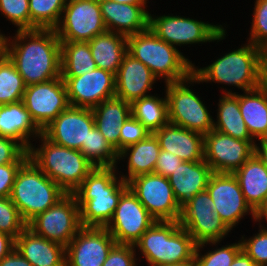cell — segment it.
<instances>
[{"label": "cell", "mask_w": 267, "mask_h": 266, "mask_svg": "<svg viewBox=\"0 0 267 266\" xmlns=\"http://www.w3.org/2000/svg\"><path fill=\"white\" fill-rule=\"evenodd\" d=\"M15 32L9 37L8 58L26 86L61 77V41L55 29Z\"/></svg>", "instance_id": "cell-1"}, {"label": "cell", "mask_w": 267, "mask_h": 266, "mask_svg": "<svg viewBox=\"0 0 267 266\" xmlns=\"http://www.w3.org/2000/svg\"><path fill=\"white\" fill-rule=\"evenodd\" d=\"M115 167H95L72 193L79 206L82 227L105 228L112 219L128 183ZM117 171V172H116Z\"/></svg>", "instance_id": "cell-2"}, {"label": "cell", "mask_w": 267, "mask_h": 266, "mask_svg": "<svg viewBox=\"0 0 267 266\" xmlns=\"http://www.w3.org/2000/svg\"><path fill=\"white\" fill-rule=\"evenodd\" d=\"M265 65L263 49L247 41L238 49L221 55L206 67L193 65V75L198 84L220 83L247 92L264 84Z\"/></svg>", "instance_id": "cell-3"}, {"label": "cell", "mask_w": 267, "mask_h": 266, "mask_svg": "<svg viewBox=\"0 0 267 266\" xmlns=\"http://www.w3.org/2000/svg\"><path fill=\"white\" fill-rule=\"evenodd\" d=\"M150 28L127 37V52L146 65L158 79L166 83L180 82L193 74L190 59Z\"/></svg>", "instance_id": "cell-4"}, {"label": "cell", "mask_w": 267, "mask_h": 266, "mask_svg": "<svg viewBox=\"0 0 267 266\" xmlns=\"http://www.w3.org/2000/svg\"><path fill=\"white\" fill-rule=\"evenodd\" d=\"M149 266L194 262L197 244L178 221H155L134 244Z\"/></svg>", "instance_id": "cell-5"}, {"label": "cell", "mask_w": 267, "mask_h": 266, "mask_svg": "<svg viewBox=\"0 0 267 266\" xmlns=\"http://www.w3.org/2000/svg\"><path fill=\"white\" fill-rule=\"evenodd\" d=\"M28 150L32 162L67 194H72L95 168L77 149L57 145L41 134Z\"/></svg>", "instance_id": "cell-6"}, {"label": "cell", "mask_w": 267, "mask_h": 266, "mask_svg": "<svg viewBox=\"0 0 267 266\" xmlns=\"http://www.w3.org/2000/svg\"><path fill=\"white\" fill-rule=\"evenodd\" d=\"M66 194L28 158L16 174L10 199L18 208L22 219L28 223L36 215L54 206Z\"/></svg>", "instance_id": "cell-7"}, {"label": "cell", "mask_w": 267, "mask_h": 266, "mask_svg": "<svg viewBox=\"0 0 267 266\" xmlns=\"http://www.w3.org/2000/svg\"><path fill=\"white\" fill-rule=\"evenodd\" d=\"M194 83H197V78L192 74L183 81L165 84L168 120L172 124L205 135L213 129L214 118L202 98L195 90L190 89Z\"/></svg>", "instance_id": "cell-8"}, {"label": "cell", "mask_w": 267, "mask_h": 266, "mask_svg": "<svg viewBox=\"0 0 267 266\" xmlns=\"http://www.w3.org/2000/svg\"><path fill=\"white\" fill-rule=\"evenodd\" d=\"M149 28L168 44L185 46L225 39L226 29L221 24L214 25L180 15H154L149 13Z\"/></svg>", "instance_id": "cell-9"}, {"label": "cell", "mask_w": 267, "mask_h": 266, "mask_svg": "<svg viewBox=\"0 0 267 266\" xmlns=\"http://www.w3.org/2000/svg\"><path fill=\"white\" fill-rule=\"evenodd\" d=\"M198 245L216 246L227 237L231 229L214 211L213 200L207 190L197 193L181 206L178 220Z\"/></svg>", "instance_id": "cell-10"}, {"label": "cell", "mask_w": 267, "mask_h": 266, "mask_svg": "<svg viewBox=\"0 0 267 266\" xmlns=\"http://www.w3.org/2000/svg\"><path fill=\"white\" fill-rule=\"evenodd\" d=\"M33 233L66 247L82 228L77 200L66 194L54 206L27 223Z\"/></svg>", "instance_id": "cell-11"}, {"label": "cell", "mask_w": 267, "mask_h": 266, "mask_svg": "<svg viewBox=\"0 0 267 266\" xmlns=\"http://www.w3.org/2000/svg\"><path fill=\"white\" fill-rule=\"evenodd\" d=\"M56 34L61 42H88L107 31L95 0H67Z\"/></svg>", "instance_id": "cell-12"}, {"label": "cell", "mask_w": 267, "mask_h": 266, "mask_svg": "<svg viewBox=\"0 0 267 266\" xmlns=\"http://www.w3.org/2000/svg\"><path fill=\"white\" fill-rule=\"evenodd\" d=\"M128 187L156 221H178L181 206L177 202L168 177L149 173L138 175Z\"/></svg>", "instance_id": "cell-13"}, {"label": "cell", "mask_w": 267, "mask_h": 266, "mask_svg": "<svg viewBox=\"0 0 267 266\" xmlns=\"http://www.w3.org/2000/svg\"><path fill=\"white\" fill-rule=\"evenodd\" d=\"M155 221L128 187L122 193L113 217L105 228L116 244L134 245Z\"/></svg>", "instance_id": "cell-14"}, {"label": "cell", "mask_w": 267, "mask_h": 266, "mask_svg": "<svg viewBox=\"0 0 267 266\" xmlns=\"http://www.w3.org/2000/svg\"><path fill=\"white\" fill-rule=\"evenodd\" d=\"M256 142L212 129L204 135V161L215 173H233L254 154Z\"/></svg>", "instance_id": "cell-15"}, {"label": "cell", "mask_w": 267, "mask_h": 266, "mask_svg": "<svg viewBox=\"0 0 267 266\" xmlns=\"http://www.w3.org/2000/svg\"><path fill=\"white\" fill-rule=\"evenodd\" d=\"M206 190L213 200L214 211L231 230L245 215L251 214L253 221H256V213L247 204L233 173L214 172Z\"/></svg>", "instance_id": "cell-16"}, {"label": "cell", "mask_w": 267, "mask_h": 266, "mask_svg": "<svg viewBox=\"0 0 267 266\" xmlns=\"http://www.w3.org/2000/svg\"><path fill=\"white\" fill-rule=\"evenodd\" d=\"M22 101L42 130L70 106L61 77L26 86Z\"/></svg>", "instance_id": "cell-17"}, {"label": "cell", "mask_w": 267, "mask_h": 266, "mask_svg": "<svg viewBox=\"0 0 267 266\" xmlns=\"http://www.w3.org/2000/svg\"><path fill=\"white\" fill-rule=\"evenodd\" d=\"M115 244L106 228L82 227L65 247V266H103Z\"/></svg>", "instance_id": "cell-18"}, {"label": "cell", "mask_w": 267, "mask_h": 266, "mask_svg": "<svg viewBox=\"0 0 267 266\" xmlns=\"http://www.w3.org/2000/svg\"><path fill=\"white\" fill-rule=\"evenodd\" d=\"M70 106L93 109L115 96V74L96 68L79 77H61Z\"/></svg>", "instance_id": "cell-19"}, {"label": "cell", "mask_w": 267, "mask_h": 266, "mask_svg": "<svg viewBox=\"0 0 267 266\" xmlns=\"http://www.w3.org/2000/svg\"><path fill=\"white\" fill-rule=\"evenodd\" d=\"M94 127L92 109L69 106L43 129V135L57 145L81 150Z\"/></svg>", "instance_id": "cell-20"}, {"label": "cell", "mask_w": 267, "mask_h": 266, "mask_svg": "<svg viewBox=\"0 0 267 266\" xmlns=\"http://www.w3.org/2000/svg\"><path fill=\"white\" fill-rule=\"evenodd\" d=\"M156 81L158 79L153 72L127 52L115 74V96L132 103L151 95L150 90H153Z\"/></svg>", "instance_id": "cell-21"}, {"label": "cell", "mask_w": 267, "mask_h": 266, "mask_svg": "<svg viewBox=\"0 0 267 266\" xmlns=\"http://www.w3.org/2000/svg\"><path fill=\"white\" fill-rule=\"evenodd\" d=\"M99 4L108 31L128 37L149 28L148 4H124L113 1Z\"/></svg>", "instance_id": "cell-22"}, {"label": "cell", "mask_w": 267, "mask_h": 266, "mask_svg": "<svg viewBox=\"0 0 267 266\" xmlns=\"http://www.w3.org/2000/svg\"><path fill=\"white\" fill-rule=\"evenodd\" d=\"M161 150L171 152L183 161L204 160V135L168 122L153 133Z\"/></svg>", "instance_id": "cell-23"}, {"label": "cell", "mask_w": 267, "mask_h": 266, "mask_svg": "<svg viewBox=\"0 0 267 266\" xmlns=\"http://www.w3.org/2000/svg\"><path fill=\"white\" fill-rule=\"evenodd\" d=\"M41 134L43 130L35 123L23 101L0 105V136L16 140L28 151L34 144L30 140Z\"/></svg>", "instance_id": "cell-24"}, {"label": "cell", "mask_w": 267, "mask_h": 266, "mask_svg": "<svg viewBox=\"0 0 267 266\" xmlns=\"http://www.w3.org/2000/svg\"><path fill=\"white\" fill-rule=\"evenodd\" d=\"M214 172L204 161H183L174 173L168 176L174 196L180 206L197 193L206 190L209 179Z\"/></svg>", "instance_id": "cell-25"}, {"label": "cell", "mask_w": 267, "mask_h": 266, "mask_svg": "<svg viewBox=\"0 0 267 266\" xmlns=\"http://www.w3.org/2000/svg\"><path fill=\"white\" fill-rule=\"evenodd\" d=\"M15 249L32 266H65V247L25 228L15 239Z\"/></svg>", "instance_id": "cell-26"}, {"label": "cell", "mask_w": 267, "mask_h": 266, "mask_svg": "<svg viewBox=\"0 0 267 266\" xmlns=\"http://www.w3.org/2000/svg\"><path fill=\"white\" fill-rule=\"evenodd\" d=\"M247 204L257 213L267 200V169L253 154L233 172Z\"/></svg>", "instance_id": "cell-27"}, {"label": "cell", "mask_w": 267, "mask_h": 266, "mask_svg": "<svg viewBox=\"0 0 267 266\" xmlns=\"http://www.w3.org/2000/svg\"><path fill=\"white\" fill-rule=\"evenodd\" d=\"M92 112L95 127L119 153V129L131 115V103L114 96L97 105Z\"/></svg>", "instance_id": "cell-28"}, {"label": "cell", "mask_w": 267, "mask_h": 266, "mask_svg": "<svg viewBox=\"0 0 267 266\" xmlns=\"http://www.w3.org/2000/svg\"><path fill=\"white\" fill-rule=\"evenodd\" d=\"M160 150L158 139L153 133L144 140L124 148L118 153V163L127 158V172L120 173L119 176L128 182L138 175L154 173Z\"/></svg>", "instance_id": "cell-29"}, {"label": "cell", "mask_w": 267, "mask_h": 266, "mask_svg": "<svg viewBox=\"0 0 267 266\" xmlns=\"http://www.w3.org/2000/svg\"><path fill=\"white\" fill-rule=\"evenodd\" d=\"M223 95L217 103L216 120L213 119V129L241 140H255L249 133L242 118L239 107V94L223 88Z\"/></svg>", "instance_id": "cell-30"}, {"label": "cell", "mask_w": 267, "mask_h": 266, "mask_svg": "<svg viewBox=\"0 0 267 266\" xmlns=\"http://www.w3.org/2000/svg\"><path fill=\"white\" fill-rule=\"evenodd\" d=\"M239 107L250 135L257 141L267 139V87L240 93Z\"/></svg>", "instance_id": "cell-31"}, {"label": "cell", "mask_w": 267, "mask_h": 266, "mask_svg": "<svg viewBox=\"0 0 267 266\" xmlns=\"http://www.w3.org/2000/svg\"><path fill=\"white\" fill-rule=\"evenodd\" d=\"M88 43L97 68L116 74L127 53V37L107 30Z\"/></svg>", "instance_id": "cell-32"}, {"label": "cell", "mask_w": 267, "mask_h": 266, "mask_svg": "<svg viewBox=\"0 0 267 266\" xmlns=\"http://www.w3.org/2000/svg\"><path fill=\"white\" fill-rule=\"evenodd\" d=\"M96 68L88 42H61V77H79Z\"/></svg>", "instance_id": "cell-33"}, {"label": "cell", "mask_w": 267, "mask_h": 266, "mask_svg": "<svg viewBox=\"0 0 267 266\" xmlns=\"http://www.w3.org/2000/svg\"><path fill=\"white\" fill-rule=\"evenodd\" d=\"M164 95L163 98L152 94L131 103V115L150 133H154L169 122L166 93Z\"/></svg>", "instance_id": "cell-34"}, {"label": "cell", "mask_w": 267, "mask_h": 266, "mask_svg": "<svg viewBox=\"0 0 267 266\" xmlns=\"http://www.w3.org/2000/svg\"><path fill=\"white\" fill-rule=\"evenodd\" d=\"M80 151L95 167H115L118 164V152L96 127L89 131L86 144H82Z\"/></svg>", "instance_id": "cell-35"}, {"label": "cell", "mask_w": 267, "mask_h": 266, "mask_svg": "<svg viewBox=\"0 0 267 266\" xmlns=\"http://www.w3.org/2000/svg\"><path fill=\"white\" fill-rule=\"evenodd\" d=\"M67 0H29L30 30L55 29Z\"/></svg>", "instance_id": "cell-36"}, {"label": "cell", "mask_w": 267, "mask_h": 266, "mask_svg": "<svg viewBox=\"0 0 267 266\" xmlns=\"http://www.w3.org/2000/svg\"><path fill=\"white\" fill-rule=\"evenodd\" d=\"M26 89L22 76L14 63L7 57L0 62V105L23 100Z\"/></svg>", "instance_id": "cell-37"}, {"label": "cell", "mask_w": 267, "mask_h": 266, "mask_svg": "<svg viewBox=\"0 0 267 266\" xmlns=\"http://www.w3.org/2000/svg\"><path fill=\"white\" fill-rule=\"evenodd\" d=\"M204 243L196 246L194 262L195 266H230L237 254L242 250L241 241L236 243L226 244L222 247H215L212 250L202 254ZM201 251V252H200Z\"/></svg>", "instance_id": "cell-38"}, {"label": "cell", "mask_w": 267, "mask_h": 266, "mask_svg": "<svg viewBox=\"0 0 267 266\" xmlns=\"http://www.w3.org/2000/svg\"><path fill=\"white\" fill-rule=\"evenodd\" d=\"M26 227L27 223L22 219L10 197L0 198V232L16 239Z\"/></svg>", "instance_id": "cell-39"}, {"label": "cell", "mask_w": 267, "mask_h": 266, "mask_svg": "<svg viewBox=\"0 0 267 266\" xmlns=\"http://www.w3.org/2000/svg\"><path fill=\"white\" fill-rule=\"evenodd\" d=\"M253 19L248 42L265 49L267 47V0L254 1Z\"/></svg>", "instance_id": "cell-40"}, {"label": "cell", "mask_w": 267, "mask_h": 266, "mask_svg": "<svg viewBox=\"0 0 267 266\" xmlns=\"http://www.w3.org/2000/svg\"><path fill=\"white\" fill-rule=\"evenodd\" d=\"M0 12L17 30H30L29 0H0Z\"/></svg>", "instance_id": "cell-41"}, {"label": "cell", "mask_w": 267, "mask_h": 266, "mask_svg": "<svg viewBox=\"0 0 267 266\" xmlns=\"http://www.w3.org/2000/svg\"><path fill=\"white\" fill-rule=\"evenodd\" d=\"M259 230L250 238H240L242 249L252 258L257 266H267V225L258 224Z\"/></svg>", "instance_id": "cell-42"}, {"label": "cell", "mask_w": 267, "mask_h": 266, "mask_svg": "<svg viewBox=\"0 0 267 266\" xmlns=\"http://www.w3.org/2000/svg\"><path fill=\"white\" fill-rule=\"evenodd\" d=\"M119 152L124 148L144 140L150 132L144 125L130 115L120 127Z\"/></svg>", "instance_id": "cell-43"}, {"label": "cell", "mask_w": 267, "mask_h": 266, "mask_svg": "<svg viewBox=\"0 0 267 266\" xmlns=\"http://www.w3.org/2000/svg\"><path fill=\"white\" fill-rule=\"evenodd\" d=\"M136 248L132 244H115L109 251L103 266H137Z\"/></svg>", "instance_id": "cell-44"}, {"label": "cell", "mask_w": 267, "mask_h": 266, "mask_svg": "<svg viewBox=\"0 0 267 266\" xmlns=\"http://www.w3.org/2000/svg\"><path fill=\"white\" fill-rule=\"evenodd\" d=\"M28 158V151L19 142L0 136V165L24 163Z\"/></svg>", "instance_id": "cell-45"}, {"label": "cell", "mask_w": 267, "mask_h": 266, "mask_svg": "<svg viewBox=\"0 0 267 266\" xmlns=\"http://www.w3.org/2000/svg\"><path fill=\"white\" fill-rule=\"evenodd\" d=\"M23 163L0 165V198L10 197L16 174Z\"/></svg>", "instance_id": "cell-46"}, {"label": "cell", "mask_w": 267, "mask_h": 266, "mask_svg": "<svg viewBox=\"0 0 267 266\" xmlns=\"http://www.w3.org/2000/svg\"><path fill=\"white\" fill-rule=\"evenodd\" d=\"M182 162L183 160L173 153L160 150L154 173L168 177Z\"/></svg>", "instance_id": "cell-47"}, {"label": "cell", "mask_w": 267, "mask_h": 266, "mask_svg": "<svg viewBox=\"0 0 267 266\" xmlns=\"http://www.w3.org/2000/svg\"><path fill=\"white\" fill-rule=\"evenodd\" d=\"M0 266H32L16 249L0 261Z\"/></svg>", "instance_id": "cell-48"}, {"label": "cell", "mask_w": 267, "mask_h": 266, "mask_svg": "<svg viewBox=\"0 0 267 266\" xmlns=\"http://www.w3.org/2000/svg\"><path fill=\"white\" fill-rule=\"evenodd\" d=\"M15 249V238L0 232V261Z\"/></svg>", "instance_id": "cell-49"}, {"label": "cell", "mask_w": 267, "mask_h": 266, "mask_svg": "<svg viewBox=\"0 0 267 266\" xmlns=\"http://www.w3.org/2000/svg\"><path fill=\"white\" fill-rule=\"evenodd\" d=\"M259 143L254 145V154L259 158L267 169V139L258 140Z\"/></svg>", "instance_id": "cell-50"}, {"label": "cell", "mask_w": 267, "mask_h": 266, "mask_svg": "<svg viewBox=\"0 0 267 266\" xmlns=\"http://www.w3.org/2000/svg\"><path fill=\"white\" fill-rule=\"evenodd\" d=\"M230 266H257L252 258L242 249Z\"/></svg>", "instance_id": "cell-51"}, {"label": "cell", "mask_w": 267, "mask_h": 266, "mask_svg": "<svg viewBox=\"0 0 267 266\" xmlns=\"http://www.w3.org/2000/svg\"><path fill=\"white\" fill-rule=\"evenodd\" d=\"M9 37L10 36L2 34L0 30V62L4 61L8 57Z\"/></svg>", "instance_id": "cell-52"}, {"label": "cell", "mask_w": 267, "mask_h": 266, "mask_svg": "<svg viewBox=\"0 0 267 266\" xmlns=\"http://www.w3.org/2000/svg\"><path fill=\"white\" fill-rule=\"evenodd\" d=\"M265 220L267 222V200L263 204V206L259 209V211L256 213V223L263 222Z\"/></svg>", "instance_id": "cell-53"}, {"label": "cell", "mask_w": 267, "mask_h": 266, "mask_svg": "<svg viewBox=\"0 0 267 266\" xmlns=\"http://www.w3.org/2000/svg\"><path fill=\"white\" fill-rule=\"evenodd\" d=\"M112 1L118 2V3H124V4H147L149 3L148 0H112Z\"/></svg>", "instance_id": "cell-54"}, {"label": "cell", "mask_w": 267, "mask_h": 266, "mask_svg": "<svg viewBox=\"0 0 267 266\" xmlns=\"http://www.w3.org/2000/svg\"><path fill=\"white\" fill-rule=\"evenodd\" d=\"M166 266H195V262H181V263H175L171 265Z\"/></svg>", "instance_id": "cell-55"}, {"label": "cell", "mask_w": 267, "mask_h": 266, "mask_svg": "<svg viewBox=\"0 0 267 266\" xmlns=\"http://www.w3.org/2000/svg\"><path fill=\"white\" fill-rule=\"evenodd\" d=\"M264 85L267 87V64L264 68Z\"/></svg>", "instance_id": "cell-56"}, {"label": "cell", "mask_w": 267, "mask_h": 266, "mask_svg": "<svg viewBox=\"0 0 267 266\" xmlns=\"http://www.w3.org/2000/svg\"><path fill=\"white\" fill-rule=\"evenodd\" d=\"M263 53H264L265 64H267V47L263 50Z\"/></svg>", "instance_id": "cell-57"}, {"label": "cell", "mask_w": 267, "mask_h": 266, "mask_svg": "<svg viewBox=\"0 0 267 266\" xmlns=\"http://www.w3.org/2000/svg\"><path fill=\"white\" fill-rule=\"evenodd\" d=\"M98 3H102V2H107V1H112V0H95Z\"/></svg>", "instance_id": "cell-58"}]
</instances>
